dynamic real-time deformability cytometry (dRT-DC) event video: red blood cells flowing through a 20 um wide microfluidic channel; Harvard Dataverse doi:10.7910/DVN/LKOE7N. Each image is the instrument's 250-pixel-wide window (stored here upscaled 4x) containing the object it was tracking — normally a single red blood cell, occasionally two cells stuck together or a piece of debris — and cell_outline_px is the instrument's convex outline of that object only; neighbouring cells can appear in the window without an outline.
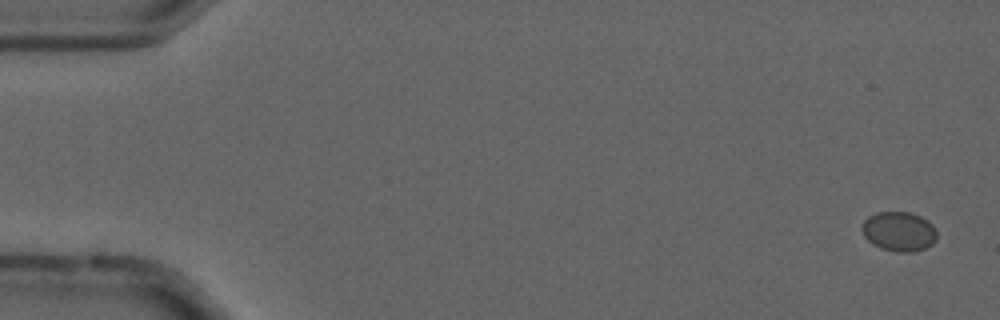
{"species": "common noctule bat (a hibernating species)", "species_latin": "Nyctalus noctula", "temperature_condition": "cold", "stored_images_in_passage": 5, "camera_frame_rate_fps": 3000, "um_per_image_px": 0.085, "animal": {"sex": "male", "forearm_length_mm": 52.5}, "frame": {"image": 1, "passage_image": 1, "time_ms": 0.0, "image_size_px": [1000, 320], "cell_outline_px": [[936, 240], [932, 244], [924, 248], [912, 252], [896, 252], [880, 248], [872, 244], [864, 236], [860, 228], [864, 220], [868, 216], [876, 212], [912, 212], [928, 220], [932, 224], [936, 232]], "centroid_in_image_um": [76.39, 19.67], "position_along_channel_um": 8.6, "area_um2": 17.46}}